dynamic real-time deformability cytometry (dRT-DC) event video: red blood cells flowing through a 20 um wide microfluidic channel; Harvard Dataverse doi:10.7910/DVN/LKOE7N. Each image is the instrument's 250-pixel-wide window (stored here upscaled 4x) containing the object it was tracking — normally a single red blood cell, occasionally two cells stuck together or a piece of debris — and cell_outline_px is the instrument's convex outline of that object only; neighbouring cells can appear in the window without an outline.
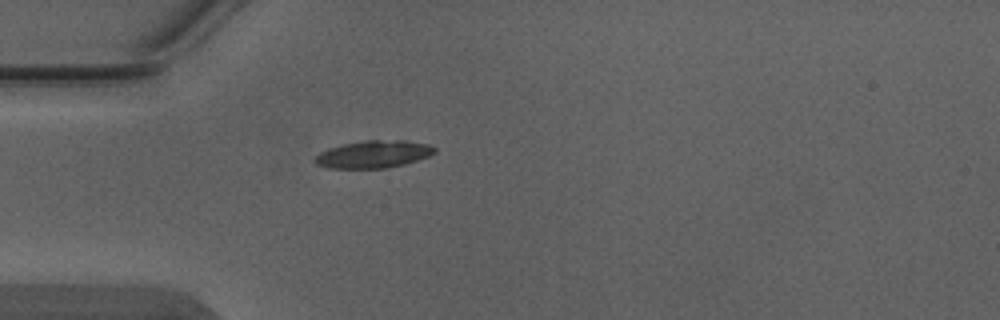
{"species": "Egyptian fruit bat (a non-hibernating species)", "species_latin": "Rousettus aegyptiacus", "temperature_condition": "warm", "stored_images_in_passage": 3, "camera_frame_rate_fps": 3000, "um_per_image_px": 0.085, "animal": {"sex": "male"}, "frame": {"image": 1, "passage_image": 3, "time_ms": 0.667, "image_size_px": [1000, 320], "cell_outline_px": [[436, 152], [428, 156], [404, 164], [388, 168], [328, 168], [316, 164], [312, 160], [320, 152], [328, 148], [344, 144], [368, 140], [404, 140], [428, 144], [436, 148]], "centroid_in_image_um": [31.73, 13.11], "position_along_channel_um": 53.3, "area_um2": 19.07}}